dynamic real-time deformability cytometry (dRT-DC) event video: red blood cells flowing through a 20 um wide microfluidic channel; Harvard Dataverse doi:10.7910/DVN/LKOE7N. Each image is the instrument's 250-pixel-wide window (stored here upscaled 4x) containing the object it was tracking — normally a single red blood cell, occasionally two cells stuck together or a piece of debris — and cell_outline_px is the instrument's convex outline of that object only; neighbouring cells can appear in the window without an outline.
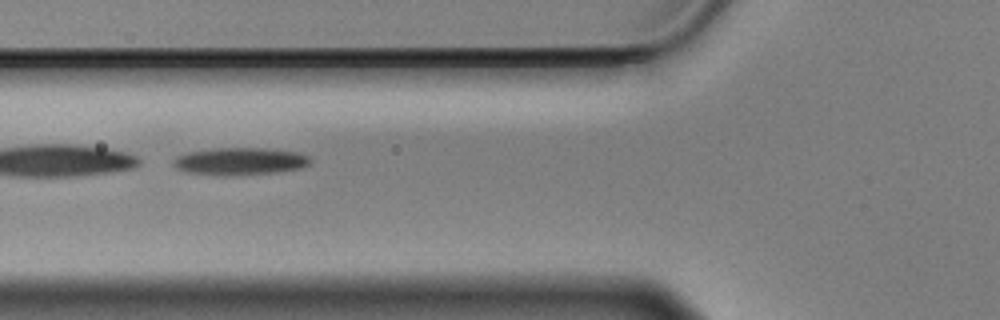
{"species": "Egyptian fruit bat (a non-hibernating species)", "species_latin": "Rousettus aegyptiacus", "temperature_condition": "cold", "stored_images_in_passage": 56, "camera_frame_rate_fps": 3000, "um_per_image_px": 0.085, "animal": {"sex": "male"}, "frame": {"image": 1, "passage_image": 21, "time_ms": 6.667, "image_size_px": [1000, 320], "cell_outline_px": [[312, 160], [308, 164], [300, 168], [276, 172], [224, 176], [188, 172], [176, 168], [172, 164], [172, 160], [176, 156], [188, 152], [212, 148], [264, 148], [300, 152], [308, 156]], "centroid_in_image_um": [20.37, 13.7], "position_along_channel_um": 105.4, "area_um2": 21.91}}
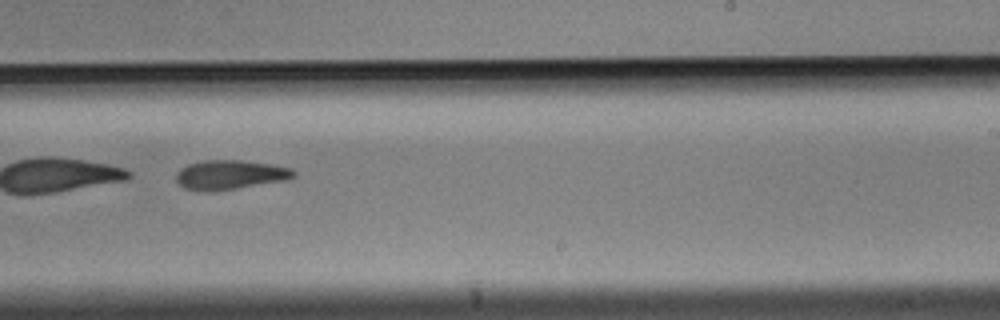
{"frame": {"image": 2, "passage_image": 35, "time_ms": 11.333, "image_size_px": [1000, 320], "cell_outline_px": [[296, 176], [288, 180], [212, 192], [208, 192], [184, 188], [176, 180], [176, 172], [180, 168], [188, 164], [204, 160], [240, 160], [268, 164], [292, 168], [296, 172]], "centroid_in_image_um": [19.56, 14.86], "position_along_channel_um": 269.4, "area_um2": 20.23}}